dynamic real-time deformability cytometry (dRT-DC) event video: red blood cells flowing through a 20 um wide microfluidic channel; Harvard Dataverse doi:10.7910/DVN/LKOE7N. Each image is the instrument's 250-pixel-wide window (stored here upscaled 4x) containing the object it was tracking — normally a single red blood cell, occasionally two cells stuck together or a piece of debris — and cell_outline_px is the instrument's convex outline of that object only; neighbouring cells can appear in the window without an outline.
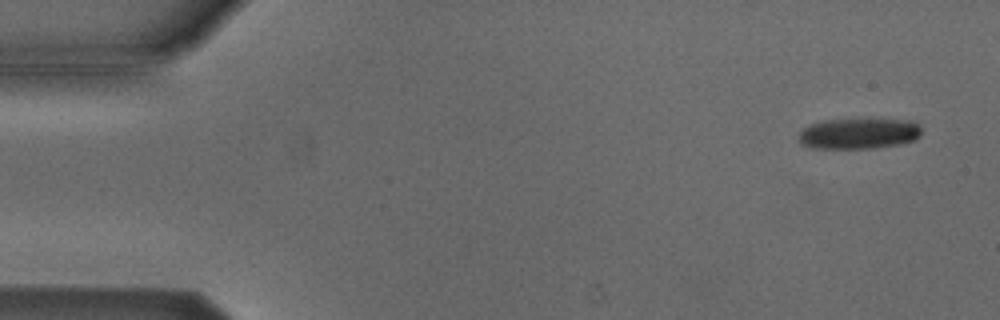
{"species": "Egyptian fruit bat (a non-hibernating species)", "species_latin": "Rousettus aegyptiacus", "temperature_condition": "cold", "stored_images_in_passage": 53, "camera_frame_rate_fps": 3000, "um_per_image_px": 0.085, "animal": {"sex": "male"}, "frame": {"image": 1, "passage_image": 3, "time_ms": 0.667, "image_size_px": [1000, 320], "cell_outline_px": [[920, 136], [912, 140], [900, 144], [872, 148], [808, 148], [800, 144], [800, 132], [804, 128], [812, 124], [828, 120], [912, 120], [920, 124]], "centroid_in_image_um": [73.0, 11.36], "position_along_channel_um": 12.0, "area_um2": 21.68}}
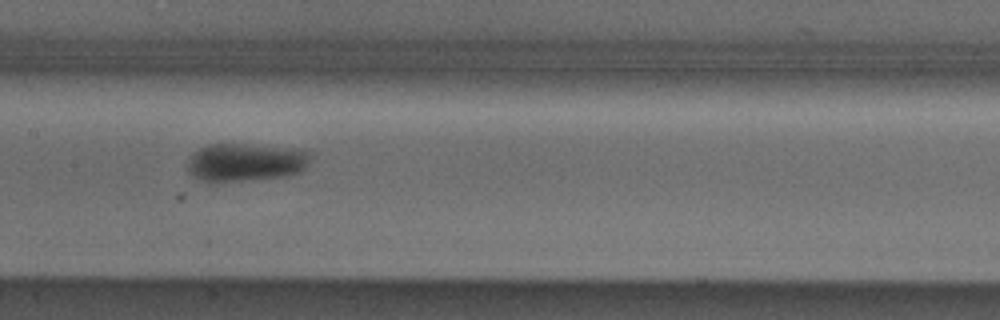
{"frame": {"image": 2, "passage_image": 26, "time_ms": 8.333, "image_size_px": [1000, 320], "cell_outline_px": [[312, 152], [308, 164], [304, 168], [296, 172], [284, 176], [212, 184], [200, 180], [192, 176], [188, 172], [188, 156], [192, 152], [208, 144], [240, 144], [300, 148]], "centroid_in_image_um": [20.82, 13.8], "position_along_channel_um": 186.6, "area_um2": 27.86}}
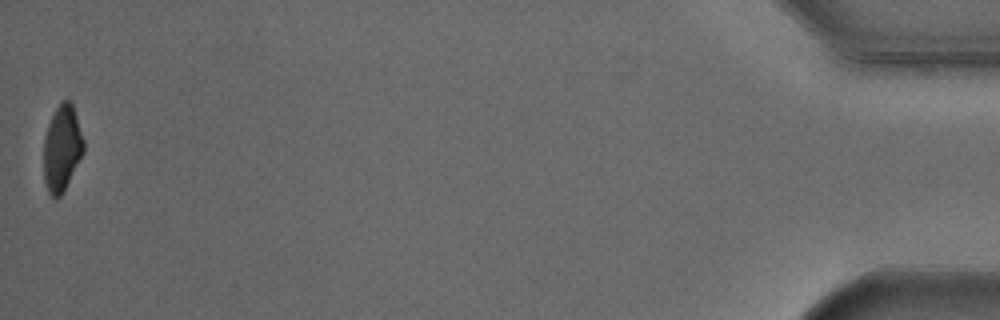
{"frame": {"image": 3, "passage_image": 53, "time_ms": 17.333, "image_size_px": [1000, 320], "cell_outline_px": [[84, 152], [64, 192], [56, 200], [52, 200], [48, 192], [44, 180], [44, 136], [48, 124], [56, 108], [64, 100], [68, 100], [72, 104], [84, 140]], "centroid_in_image_um": [5.26, 12.67], "position_along_channel_um": 429.9, "area_um2": 20.11}, "authors_computed_cell_mechanics": {"area_um2": 24.5072, "velocity_mm_per_s": 3.8351, "shape_relaxation_time_tau1_ms": 2.5389, "shape_relaxation_time_tau2_ms": null, "deformation_change_tau1": 0.0891, "deformation_change_tau2": null}}